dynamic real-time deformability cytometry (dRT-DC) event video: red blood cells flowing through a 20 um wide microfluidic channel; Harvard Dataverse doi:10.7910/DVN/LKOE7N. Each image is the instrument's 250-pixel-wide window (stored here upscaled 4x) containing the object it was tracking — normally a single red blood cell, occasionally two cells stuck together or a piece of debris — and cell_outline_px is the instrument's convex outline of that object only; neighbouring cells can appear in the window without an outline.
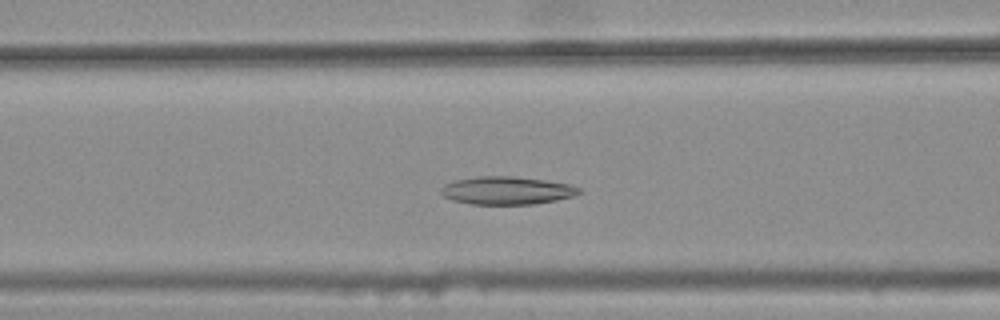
{"species": "common noctule bat (a hibernating species)", "species_latin": "Nyctalus noctula", "temperature_condition": "warm", "stored_images_in_passage": 30, "camera_frame_rate_fps": 3000, "um_per_image_px": 0.085, "animal": {"sex": "female", "body_mass_g": 25.1}, "frame": {"image": 1, "passage_image": 17, "time_ms": 5.333, "image_size_px": [1000, 320], "cell_outline_px": [[584, 192], [572, 196], [556, 200], [532, 204], [472, 204], [452, 200], [444, 196], [440, 192], [440, 188], [444, 184], [456, 180], [480, 176], [512, 176], [544, 180], [568, 184], [580, 188]], "centroid_in_image_um": [43.07, 16.19], "position_along_channel_um": 123.5, "area_um2": 22.37}}
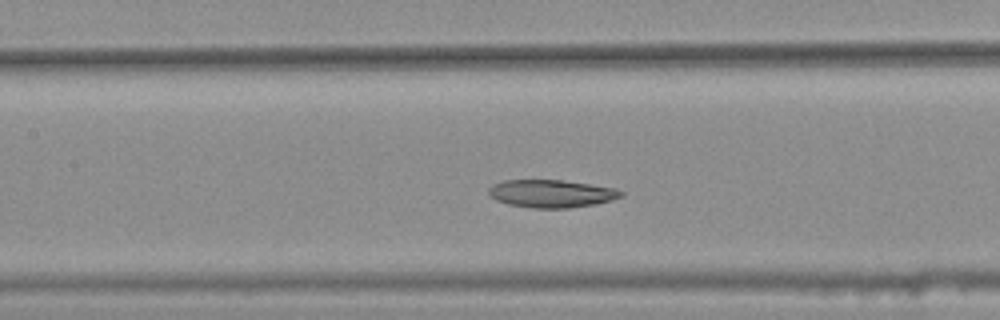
{"frame": {"image": 2, "passage_image": 20, "time_ms": 6.333, "image_size_px": [1000, 320], "cell_outline_px": [[624, 196], [612, 200], [596, 204], [568, 208], [532, 208], [508, 204], [496, 200], [488, 192], [488, 188], [492, 184], [504, 180], [560, 180], [616, 188], [624, 192]], "centroid_in_image_um": [46.88, 16.46], "position_along_channel_um": 160.5, "area_um2": 21.44}}